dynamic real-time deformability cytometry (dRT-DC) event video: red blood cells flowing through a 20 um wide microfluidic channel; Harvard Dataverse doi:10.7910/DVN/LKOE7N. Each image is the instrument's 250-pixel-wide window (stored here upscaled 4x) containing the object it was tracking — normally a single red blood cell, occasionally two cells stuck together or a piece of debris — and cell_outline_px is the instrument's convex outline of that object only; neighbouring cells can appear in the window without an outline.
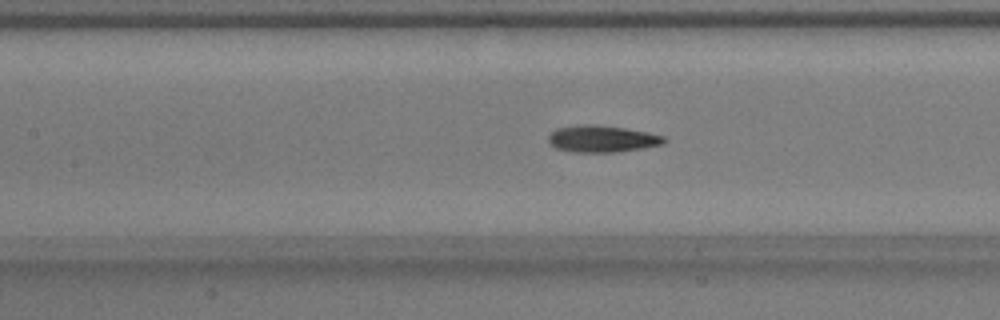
{"species": "common noctule bat (a hibernating species)", "species_latin": "Nyctalus noctula", "temperature_condition": "warm", "stored_images_in_passage": 53, "camera_frame_rate_fps": 3000, "um_per_image_px": 0.085, "animal": {"sex": "male", "body_mass_g": 17.9}, "frame": {"image": 1, "passage_image": 23, "time_ms": 7.333, "image_size_px": [1000, 320], "cell_outline_px": [[668, 140], [664, 144], [616, 152], [572, 152], [556, 148], [548, 140], [548, 136], [556, 128], [580, 124], [592, 124], [624, 128], [648, 132], [664, 136]], "centroid_in_image_um": [51.18, 11.79], "position_along_channel_um": 156.2, "area_um2": 18.03}}
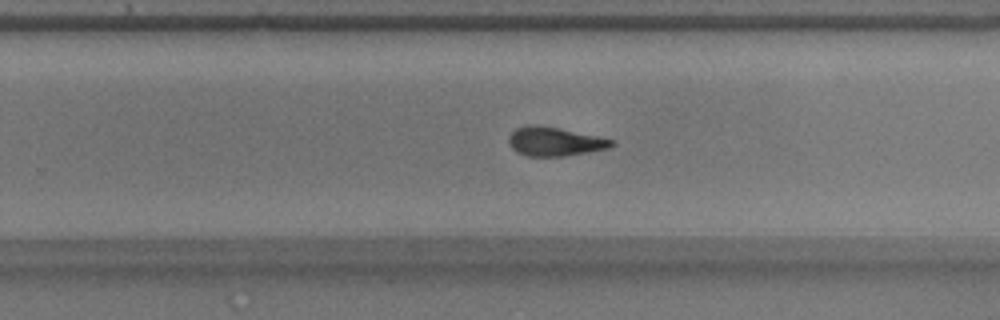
{"frame": {"image": 2, "passage_image": 33, "time_ms": 10.667, "image_size_px": [1000, 320], "cell_outline_px": [[616, 144], [608, 148], [588, 152], [564, 156], [528, 156], [516, 152], [508, 144], [508, 136], [516, 128], [528, 124], [536, 124], [560, 128], [616, 140]], "centroid_in_image_um": [47.14, 12.02], "position_along_channel_um": 282.7, "area_um2": 17.51}}
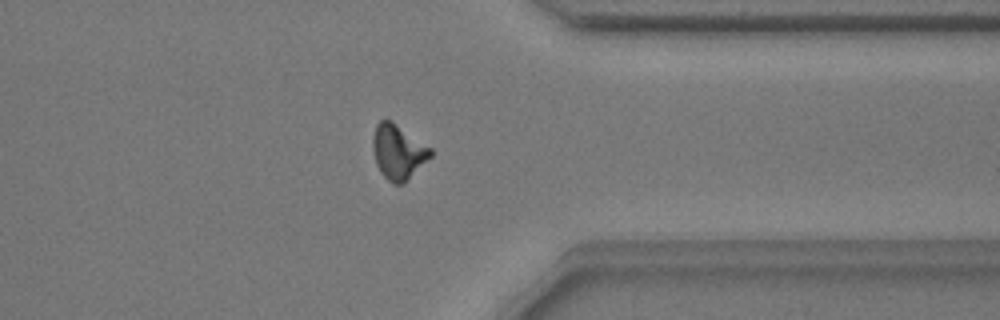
{"frame": {"image": 3, "passage_image": 41, "time_ms": 13.333, "image_size_px": [1000, 320], "cell_outline_px": [[432, 156], [404, 184], [392, 184], [380, 172], [376, 164], [372, 148], [372, 136], [376, 124], [380, 120], [392, 120], [432, 148]], "centroid_in_image_um": [33.84, 12.91], "position_along_channel_um": 377.6, "area_um2": 18.73}, "authors_computed_cell_mechanics": {"area_um2": 17.3978, "velocity_mm_per_s": 3.8021, "shape_relaxation_time_tau1_ms": 2.6253, "shape_relaxation_time_tau2_ms": 2.1238, "deformation_change_tau1": 0.1756, "deformation_change_tau2": 0.111}}